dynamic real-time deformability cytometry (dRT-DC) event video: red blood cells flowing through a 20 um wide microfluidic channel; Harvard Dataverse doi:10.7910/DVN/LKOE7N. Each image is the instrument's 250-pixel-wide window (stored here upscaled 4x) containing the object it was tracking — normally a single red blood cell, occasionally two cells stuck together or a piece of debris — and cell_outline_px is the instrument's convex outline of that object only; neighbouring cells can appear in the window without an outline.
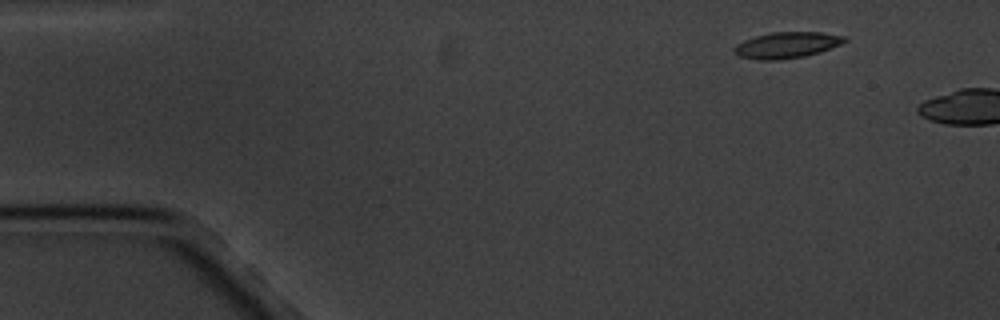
{"species": "common noctule bat (a hibernating species)", "species_latin": "Nyctalus noctula", "temperature_condition": "cold", "stored_images_in_passage": 3, "camera_frame_rate_fps": 3000, "um_per_image_px": 0.085, "animal": {"sex": "male", "body_mass_g": 20.1, "forearm_length_mm": 53.5}, "frame": {"image": 1, "passage_image": 1, "time_ms": 0.0, "image_size_px": [1000, 320], "cell_outline_px": [[848, 40], [840, 44], [820, 52], [804, 56], [776, 60], [760, 60], [740, 56], [732, 52], [732, 48], [736, 44], [744, 40], [756, 36], [772, 32], [820, 32], [848, 36]], "centroid_in_image_um": [66.88, 3.82], "position_along_channel_um": 18.1, "area_um2": 16.82}}